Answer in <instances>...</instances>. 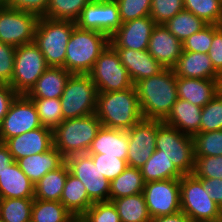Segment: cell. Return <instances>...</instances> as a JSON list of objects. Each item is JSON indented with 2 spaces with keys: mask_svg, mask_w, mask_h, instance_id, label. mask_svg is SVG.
<instances>
[{
  "mask_svg": "<svg viewBox=\"0 0 222 222\" xmlns=\"http://www.w3.org/2000/svg\"><path fill=\"white\" fill-rule=\"evenodd\" d=\"M143 119L164 122L178 100L177 77L173 69L141 79L134 84Z\"/></svg>",
  "mask_w": 222,
  "mask_h": 222,
  "instance_id": "obj_1",
  "label": "cell"
},
{
  "mask_svg": "<svg viewBox=\"0 0 222 222\" xmlns=\"http://www.w3.org/2000/svg\"><path fill=\"white\" fill-rule=\"evenodd\" d=\"M95 114L103 127L125 131L143 119L134 86L123 91L98 93Z\"/></svg>",
  "mask_w": 222,
  "mask_h": 222,
  "instance_id": "obj_2",
  "label": "cell"
},
{
  "mask_svg": "<svg viewBox=\"0 0 222 222\" xmlns=\"http://www.w3.org/2000/svg\"><path fill=\"white\" fill-rule=\"evenodd\" d=\"M109 44L105 34L75 25L66 46L65 69L71 74H88Z\"/></svg>",
  "mask_w": 222,
  "mask_h": 222,
  "instance_id": "obj_3",
  "label": "cell"
},
{
  "mask_svg": "<svg viewBox=\"0 0 222 222\" xmlns=\"http://www.w3.org/2000/svg\"><path fill=\"white\" fill-rule=\"evenodd\" d=\"M102 123L95 113L64 119L53 130V146L66 158L73 154L87 153Z\"/></svg>",
  "mask_w": 222,
  "mask_h": 222,
  "instance_id": "obj_4",
  "label": "cell"
},
{
  "mask_svg": "<svg viewBox=\"0 0 222 222\" xmlns=\"http://www.w3.org/2000/svg\"><path fill=\"white\" fill-rule=\"evenodd\" d=\"M75 25L73 21L39 18L34 43L49 67L65 68L66 46Z\"/></svg>",
  "mask_w": 222,
  "mask_h": 222,
  "instance_id": "obj_5",
  "label": "cell"
},
{
  "mask_svg": "<svg viewBox=\"0 0 222 222\" xmlns=\"http://www.w3.org/2000/svg\"><path fill=\"white\" fill-rule=\"evenodd\" d=\"M156 150H161L162 154L171 159L183 175L193 173L195 164L193 136L157 120Z\"/></svg>",
  "mask_w": 222,
  "mask_h": 222,
  "instance_id": "obj_6",
  "label": "cell"
},
{
  "mask_svg": "<svg viewBox=\"0 0 222 222\" xmlns=\"http://www.w3.org/2000/svg\"><path fill=\"white\" fill-rule=\"evenodd\" d=\"M180 206L192 222L222 218L221 207L210 198L202 182L193 174L180 178Z\"/></svg>",
  "mask_w": 222,
  "mask_h": 222,
  "instance_id": "obj_7",
  "label": "cell"
},
{
  "mask_svg": "<svg viewBox=\"0 0 222 222\" xmlns=\"http://www.w3.org/2000/svg\"><path fill=\"white\" fill-rule=\"evenodd\" d=\"M98 90L87 74H72L60 97L63 119L96 113Z\"/></svg>",
  "mask_w": 222,
  "mask_h": 222,
  "instance_id": "obj_8",
  "label": "cell"
},
{
  "mask_svg": "<svg viewBox=\"0 0 222 222\" xmlns=\"http://www.w3.org/2000/svg\"><path fill=\"white\" fill-rule=\"evenodd\" d=\"M87 75L96 85L98 93L123 91L134 86L119 54L111 44L99 55Z\"/></svg>",
  "mask_w": 222,
  "mask_h": 222,
  "instance_id": "obj_9",
  "label": "cell"
},
{
  "mask_svg": "<svg viewBox=\"0 0 222 222\" xmlns=\"http://www.w3.org/2000/svg\"><path fill=\"white\" fill-rule=\"evenodd\" d=\"M48 67L44 55L34 42L16 47L10 87L17 94L26 95Z\"/></svg>",
  "mask_w": 222,
  "mask_h": 222,
  "instance_id": "obj_10",
  "label": "cell"
},
{
  "mask_svg": "<svg viewBox=\"0 0 222 222\" xmlns=\"http://www.w3.org/2000/svg\"><path fill=\"white\" fill-rule=\"evenodd\" d=\"M39 18L3 4L0 7V41L14 47L34 42Z\"/></svg>",
  "mask_w": 222,
  "mask_h": 222,
  "instance_id": "obj_11",
  "label": "cell"
},
{
  "mask_svg": "<svg viewBox=\"0 0 222 222\" xmlns=\"http://www.w3.org/2000/svg\"><path fill=\"white\" fill-rule=\"evenodd\" d=\"M69 172L85 186L93 202L109 201L110 181L100 174L90 154H73L65 158Z\"/></svg>",
  "mask_w": 222,
  "mask_h": 222,
  "instance_id": "obj_12",
  "label": "cell"
},
{
  "mask_svg": "<svg viewBox=\"0 0 222 222\" xmlns=\"http://www.w3.org/2000/svg\"><path fill=\"white\" fill-rule=\"evenodd\" d=\"M42 127L36 107L31 98L18 94L0 125V141Z\"/></svg>",
  "mask_w": 222,
  "mask_h": 222,
  "instance_id": "obj_13",
  "label": "cell"
},
{
  "mask_svg": "<svg viewBox=\"0 0 222 222\" xmlns=\"http://www.w3.org/2000/svg\"><path fill=\"white\" fill-rule=\"evenodd\" d=\"M75 23L79 28L98 31L109 38L122 25L115 0H91Z\"/></svg>",
  "mask_w": 222,
  "mask_h": 222,
  "instance_id": "obj_14",
  "label": "cell"
},
{
  "mask_svg": "<svg viewBox=\"0 0 222 222\" xmlns=\"http://www.w3.org/2000/svg\"><path fill=\"white\" fill-rule=\"evenodd\" d=\"M143 194L151 218L181 211L180 179L147 182Z\"/></svg>",
  "mask_w": 222,
  "mask_h": 222,
  "instance_id": "obj_15",
  "label": "cell"
},
{
  "mask_svg": "<svg viewBox=\"0 0 222 222\" xmlns=\"http://www.w3.org/2000/svg\"><path fill=\"white\" fill-rule=\"evenodd\" d=\"M127 133V165L140 169L156 150L157 120L142 119Z\"/></svg>",
  "mask_w": 222,
  "mask_h": 222,
  "instance_id": "obj_16",
  "label": "cell"
},
{
  "mask_svg": "<svg viewBox=\"0 0 222 222\" xmlns=\"http://www.w3.org/2000/svg\"><path fill=\"white\" fill-rule=\"evenodd\" d=\"M155 25L156 23L150 16L122 23L110 37V44L114 48L148 50L150 36Z\"/></svg>",
  "mask_w": 222,
  "mask_h": 222,
  "instance_id": "obj_17",
  "label": "cell"
},
{
  "mask_svg": "<svg viewBox=\"0 0 222 222\" xmlns=\"http://www.w3.org/2000/svg\"><path fill=\"white\" fill-rule=\"evenodd\" d=\"M15 161L26 156L48 151L53 146V130L39 127L18 136L11 137L5 142Z\"/></svg>",
  "mask_w": 222,
  "mask_h": 222,
  "instance_id": "obj_18",
  "label": "cell"
},
{
  "mask_svg": "<svg viewBox=\"0 0 222 222\" xmlns=\"http://www.w3.org/2000/svg\"><path fill=\"white\" fill-rule=\"evenodd\" d=\"M183 51V45L164 24H156L150 36L148 52L164 68L172 69Z\"/></svg>",
  "mask_w": 222,
  "mask_h": 222,
  "instance_id": "obj_19",
  "label": "cell"
},
{
  "mask_svg": "<svg viewBox=\"0 0 222 222\" xmlns=\"http://www.w3.org/2000/svg\"><path fill=\"white\" fill-rule=\"evenodd\" d=\"M121 63L127 69L129 76L135 84L137 81L155 76L165 68L154 59L148 50H133L128 48H115Z\"/></svg>",
  "mask_w": 222,
  "mask_h": 222,
  "instance_id": "obj_20",
  "label": "cell"
},
{
  "mask_svg": "<svg viewBox=\"0 0 222 222\" xmlns=\"http://www.w3.org/2000/svg\"><path fill=\"white\" fill-rule=\"evenodd\" d=\"M176 77L216 80L219 74L213 67L208 54L182 51L172 68Z\"/></svg>",
  "mask_w": 222,
  "mask_h": 222,
  "instance_id": "obj_21",
  "label": "cell"
},
{
  "mask_svg": "<svg viewBox=\"0 0 222 222\" xmlns=\"http://www.w3.org/2000/svg\"><path fill=\"white\" fill-rule=\"evenodd\" d=\"M18 166L35 185L46 173L58 169L65 157L52 146L48 151L18 159Z\"/></svg>",
  "mask_w": 222,
  "mask_h": 222,
  "instance_id": "obj_22",
  "label": "cell"
},
{
  "mask_svg": "<svg viewBox=\"0 0 222 222\" xmlns=\"http://www.w3.org/2000/svg\"><path fill=\"white\" fill-rule=\"evenodd\" d=\"M128 143L127 131L102 126L87 153L127 159Z\"/></svg>",
  "mask_w": 222,
  "mask_h": 222,
  "instance_id": "obj_23",
  "label": "cell"
},
{
  "mask_svg": "<svg viewBox=\"0 0 222 222\" xmlns=\"http://www.w3.org/2000/svg\"><path fill=\"white\" fill-rule=\"evenodd\" d=\"M72 74L62 67H48L26 94L29 98L60 99Z\"/></svg>",
  "mask_w": 222,
  "mask_h": 222,
  "instance_id": "obj_24",
  "label": "cell"
},
{
  "mask_svg": "<svg viewBox=\"0 0 222 222\" xmlns=\"http://www.w3.org/2000/svg\"><path fill=\"white\" fill-rule=\"evenodd\" d=\"M178 98L203 108L216 95V80L177 77Z\"/></svg>",
  "mask_w": 222,
  "mask_h": 222,
  "instance_id": "obj_25",
  "label": "cell"
},
{
  "mask_svg": "<svg viewBox=\"0 0 222 222\" xmlns=\"http://www.w3.org/2000/svg\"><path fill=\"white\" fill-rule=\"evenodd\" d=\"M201 111V107L178 98L164 123L184 134L194 136L200 133Z\"/></svg>",
  "mask_w": 222,
  "mask_h": 222,
  "instance_id": "obj_26",
  "label": "cell"
},
{
  "mask_svg": "<svg viewBox=\"0 0 222 222\" xmlns=\"http://www.w3.org/2000/svg\"><path fill=\"white\" fill-rule=\"evenodd\" d=\"M0 198H34V184L16 161L0 173Z\"/></svg>",
  "mask_w": 222,
  "mask_h": 222,
  "instance_id": "obj_27",
  "label": "cell"
},
{
  "mask_svg": "<svg viewBox=\"0 0 222 222\" xmlns=\"http://www.w3.org/2000/svg\"><path fill=\"white\" fill-rule=\"evenodd\" d=\"M68 173L69 168L65 162L58 169L46 173L34 185V199L60 202Z\"/></svg>",
  "mask_w": 222,
  "mask_h": 222,
  "instance_id": "obj_28",
  "label": "cell"
},
{
  "mask_svg": "<svg viewBox=\"0 0 222 222\" xmlns=\"http://www.w3.org/2000/svg\"><path fill=\"white\" fill-rule=\"evenodd\" d=\"M60 202L73 214H84L94 203L88 196L84 184L68 173Z\"/></svg>",
  "mask_w": 222,
  "mask_h": 222,
  "instance_id": "obj_29",
  "label": "cell"
},
{
  "mask_svg": "<svg viewBox=\"0 0 222 222\" xmlns=\"http://www.w3.org/2000/svg\"><path fill=\"white\" fill-rule=\"evenodd\" d=\"M144 182L180 179L183 174L175 167L171 159L155 150L146 163L140 168Z\"/></svg>",
  "mask_w": 222,
  "mask_h": 222,
  "instance_id": "obj_30",
  "label": "cell"
},
{
  "mask_svg": "<svg viewBox=\"0 0 222 222\" xmlns=\"http://www.w3.org/2000/svg\"><path fill=\"white\" fill-rule=\"evenodd\" d=\"M145 182L140 169L129 167L110 182L109 201L143 193Z\"/></svg>",
  "mask_w": 222,
  "mask_h": 222,
  "instance_id": "obj_31",
  "label": "cell"
},
{
  "mask_svg": "<svg viewBox=\"0 0 222 222\" xmlns=\"http://www.w3.org/2000/svg\"><path fill=\"white\" fill-rule=\"evenodd\" d=\"M112 202L118 211L121 222L151 221L143 193L113 199Z\"/></svg>",
  "mask_w": 222,
  "mask_h": 222,
  "instance_id": "obj_32",
  "label": "cell"
},
{
  "mask_svg": "<svg viewBox=\"0 0 222 222\" xmlns=\"http://www.w3.org/2000/svg\"><path fill=\"white\" fill-rule=\"evenodd\" d=\"M206 25L207 23L202 19L186 10L179 12L164 24L168 31L181 42L192 34L199 32Z\"/></svg>",
  "mask_w": 222,
  "mask_h": 222,
  "instance_id": "obj_33",
  "label": "cell"
},
{
  "mask_svg": "<svg viewBox=\"0 0 222 222\" xmlns=\"http://www.w3.org/2000/svg\"><path fill=\"white\" fill-rule=\"evenodd\" d=\"M34 198H0V218L4 222H31Z\"/></svg>",
  "mask_w": 222,
  "mask_h": 222,
  "instance_id": "obj_34",
  "label": "cell"
},
{
  "mask_svg": "<svg viewBox=\"0 0 222 222\" xmlns=\"http://www.w3.org/2000/svg\"><path fill=\"white\" fill-rule=\"evenodd\" d=\"M72 215L61 202L34 199L31 222H68Z\"/></svg>",
  "mask_w": 222,
  "mask_h": 222,
  "instance_id": "obj_35",
  "label": "cell"
},
{
  "mask_svg": "<svg viewBox=\"0 0 222 222\" xmlns=\"http://www.w3.org/2000/svg\"><path fill=\"white\" fill-rule=\"evenodd\" d=\"M90 1L91 0H49L45 17L52 20L76 22L82 9Z\"/></svg>",
  "mask_w": 222,
  "mask_h": 222,
  "instance_id": "obj_36",
  "label": "cell"
},
{
  "mask_svg": "<svg viewBox=\"0 0 222 222\" xmlns=\"http://www.w3.org/2000/svg\"><path fill=\"white\" fill-rule=\"evenodd\" d=\"M184 10L193 13L207 24L222 25L220 0H183Z\"/></svg>",
  "mask_w": 222,
  "mask_h": 222,
  "instance_id": "obj_37",
  "label": "cell"
},
{
  "mask_svg": "<svg viewBox=\"0 0 222 222\" xmlns=\"http://www.w3.org/2000/svg\"><path fill=\"white\" fill-rule=\"evenodd\" d=\"M43 127L54 130L64 119L60 99L31 98Z\"/></svg>",
  "mask_w": 222,
  "mask_h": 222,
  "instance_id": "obj_38",
  "label": "cell"
},
{
  "mask_svg": "<svg viewBox=\"0 0 222 222\" xmlns=\"http://www.w3.org/2000/svg\"><path fill=\"white\" fill-rule=\"evenodd\" d=\"M195 156H222V130L193 136Z\"/></svg>",
  "mask_w": 222,
  "mask_h": 222,
  "instance_id": "obj_39",
  "label": "cell"
},
{
  "mask_svg": "<svg viewBox=\"0 0 222 222\" xmlns=\"http://www.w3.org/2000/svg\"><path fill=\"white\" fill-rule=\"evenodd\" d=\"M222 130V97L218 94L202 108L200 133Z\"/></svg>",
  "mask_w": 222,
  "mask_h": 222,
  "instance_id": "obj_40",
  "label": "cell"
},
{
  "mask_svg": "<svg viewBox=\"0 0 222 222\" xmlns=\"http://www.w3.org/2000/svg\"><path fill=\"white\" fill-rule=\"evenodd\" d=\"M183 10V0H152L150 17L156 24H165Z\"/></svg>",
  "mask_w": 222,
  "mask_h": 222,
  "instance_id": "obj_41",
  "label": "cell"
},
{
  "mask_svg": "<svg viewBox=\"0 0 222 222\" xmlns=\"http://www.w3.org/2000/svg\"><path fill=\"white\" fill-rule=\"evenodd\" d=\"M192 174L197 178L222 179V156H195Z\"/></svg>",
  "mask_w": 222,
  "mask_h": 222,
  "instance_id": "obj_42",
  "label": "cell"
},
{
  "mask_svg": "<svg viewBox=\"0 0 222 222\" xmlns=\"http://www.w3.org/2000/svg\"><path fill=\"white\" fill-rule=\"evenodd\" d=\"M119 7L120 19L122 23L132 21L137 18L150 16L152 0H115Z\"/></svg>",
  "mask_w": 222,
  "mask_h": 222,
  "instance_id": "obj_43",
  "label": "cell"
},
{
  "mask_svg": "<svg viewBox=\"0 0 222 222\" xmlns=\"http://www.w3.org/2000/svg\"><path fill=\"white\" fill-rule=\"evenodd\" d=\"M100 174L110 182L127 168V160L117 156H104V154H90Z\"/></svg>",
  "mask_w": 222,
  "mask_h": 222,
  "instance_id": "obj_44",
  "label": "cell"
},
{
  "mask_svg": "<svg viewBox=\"0 0 222 222\" xmlns=\"http://www.w3.org/2000/svg\"><path fill=\"white\" fill-rule=\"evenodd\" d=\"M213 41V24H207L199 32L192 34L183 42V51L208 54Z\"/></svg>",
  "mask_w": 222,
  "mask_h": 222,
  "instance_id": "obj_45",
  "label": "cell"
},
{
  "mask_svg": "<svg viewBox=\"0 0 222 222\" xmlns=\"http://www.w3.org/2000/svg\"><path fill=\"white\" fill-rule=\"evenodd\" d=\"M84 215L90 222H121L112 201L94 202Z\"/></svg>",
  "mask_w": 222,
  "mask_h": 222,
  "instance_id": "obj_46",
  "label": "cell"
},
{
  "mask_svg": "<svg viewBox=\"0 0 222 222\" xmlns=\"http://www.w3.org/2000/svg\"><path fill=\"white\" fill-rule=\"evenodd\" d=\"M16 47L0 41V84L11 83Z\"/></svg>",
  "mask_w": 222,
  "mask_h": 222,
  "instance_id": "obj_47",
  "label": "cell"
},
{
  "mask_svg": "<svg viewBox=\"0 0 222 222\" xmlns=\"http://www.w3.org/2000/svg\"><path fill=\"white\" fill-rule=\"evenodd\" d=\"M49 0H6L4 5L12 9L30 12L39 17L46 16Z\"/></svg>",
  "mask_w": 222,
  "mask_h": 222,
  "instance_id": "obj_48",
  "label": "cell"
},
{
  "mask_svg": "<svg viewBox=\"0 0 222 222\" xmlns=\"http://www.w3.org/2000/svg\"><path fill=\"white\" fill-rule=\"evenodd\" d=\"M208 56L214 69L222 72V25H213V41Z\"/></svg>",
  "mask_w": 222,
  "mask_h": 222,
  "instance_id": "obj_49",
  "label": "cell"
},
{
  "mask_svg": "<svg viewBox=\"0 0 222 222\" xmlns=\"http://www.w3.org/2000/svg\"><path fill=\"white\" fill-rule=\"evenodd\" d=\"M17 95L9 84H0V125Z\"/></svg>",
  "mask_w": 222,
  "mask_h": 222,
  "instance_id": "obj_50",
  "label": "cell"
},
{
  "mask_svg": "<svg viewBox=\"0 0 222 222\" xmlns=\"http://www.w3.org/2000/svg\"><path fill=\"white\" fill-rule=\"evenodd\" d=\"M203 185V188L208 192V195L222 208V179L198 178Z\"/></svg>",
  "mask_w": 222,
  "mask_h": 222,
  "instance_id": "obj_51",
  "label": "cell"
},
{
  "mask_svg": "<svg viewBox=\"0 0 222 222\" xmlns=\"http://www.w3.org/2000/svg\"><path fill=\"white\" fill-rule=\"evenodd\" d=\"M15 160L9 152L8 147L4 142L0 141V173L7 169V166L12 165Z\"/></svg>",
  "mask_w": 222,
  "mask_h": 222,
  "instance_id": "obj_52",
  "label": "cell"
},
{
  "mask_svg": "<svg viewBox=\"0 0 222 222\" xmlns=\"http://www.w3.org/2000/svg\"><path fill=\"white\" fill-rule=\"evenodd\" d=\"M150 222H192L191 219L182 211L166 216L151 218Z\"/></svg>",
  "mask_w": 222,
  "mask_h": 222,
  "instance_id": "obj_53",
  "label": "cell"
},
{
  "mask_svg": "<svg viewBox=\"0 0 222 222\" xmlns=\"http://www.w3.org/2000/svg\"><path fill=\"white\" fill-rule=\"evenodd\" d=\"M68 222H90L84 214L72 215Z\"/></svg>",
  "mask_w": 222,
  "mask_h": 222,
  "instance_id": "obj_54",
  "label": "cell"
},
{
  "mask_svg": "<svg viewBox=\"0 0 222 222\" xmlns=\"http://www.w3.org/2000/svg\"><path fill=\"white\" fill-rule=\"evenodd\" d=\"M216 88H217V94L222 97V72H220L217 75L216 78Z\"/></svg>",
  "mask_w": 222,
  "mask_h": 222,
  "instance_id": "obj_55",
  "label": "cell"
},
{
  "mask_svg": "<svg viewBox=\"0 0 222 222\" xmlns=\"http://www.w3.org/2000/svg\"><path fill=\"white\" fill-rule=\"evenodd\" d=\"M205 222H222V218L218 219V220H213V221H205Z\"/></svg>",
  "mask_w": 222,
  "mask_h": 222,
  "instance_id": "obj_56",
  "label": "cell"
},
{
  "mask_svg": "<svg viewBox=\"0 0 222 222\" xmlns=\"http://www.w3.org/2000/svg\"><path fill=\"white\" fill-rule=\"evenodd\" d=\"M4 3L0 0V7L3 5Z\"/></svg>",
  "mask_w": 222,
  "mask_h": 222,
  "instance_id": "obj_57",
  "label": "cell"
}]
</instances>
